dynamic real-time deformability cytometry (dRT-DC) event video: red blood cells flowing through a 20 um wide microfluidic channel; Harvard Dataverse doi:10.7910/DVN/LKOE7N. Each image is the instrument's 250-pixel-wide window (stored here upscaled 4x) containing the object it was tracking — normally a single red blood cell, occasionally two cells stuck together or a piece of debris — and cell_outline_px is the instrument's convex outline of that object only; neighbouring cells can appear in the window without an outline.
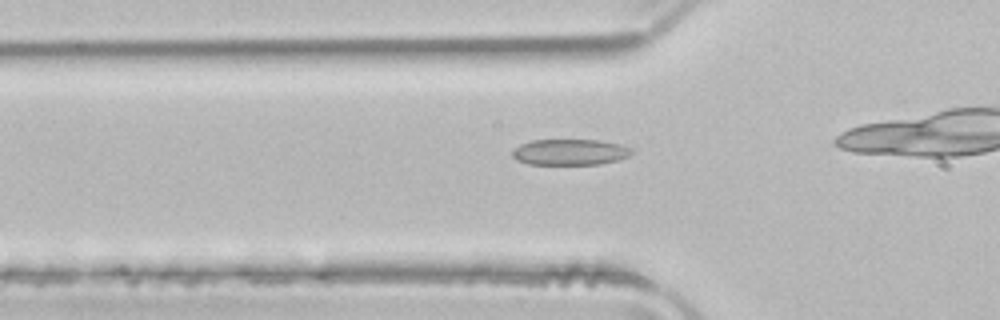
{"species": "common noctule bat (a hibernating species)", "species_latin": "Nyctalus noctula", "temperature_condition": "room temperature", "stored_images_in_passage": 30, "camera_frame_rate_fps": 3000, "um_per_image_px": 0.085, "animal": {"sex": "male", "body_mass_g": 21.5, "forearm_length_mm": 52.0}, "frame": {"image": 1, "passage_image": 7, "time_ms": 2.0, "image_size_px": [1000, 320], "cell_outline_px": [[632, 152], [628, 156], [616, 160], [600, 164], [528, 164], [516, 160], [512, 156], [512, 152], [520, 144], [532, 140], [600, 140], [620, 144], [632, 148]], "centroid_in_image_um": [48.44, 12.92], "position_along_channel_um": 77.4, "area_um2": 17.98}}
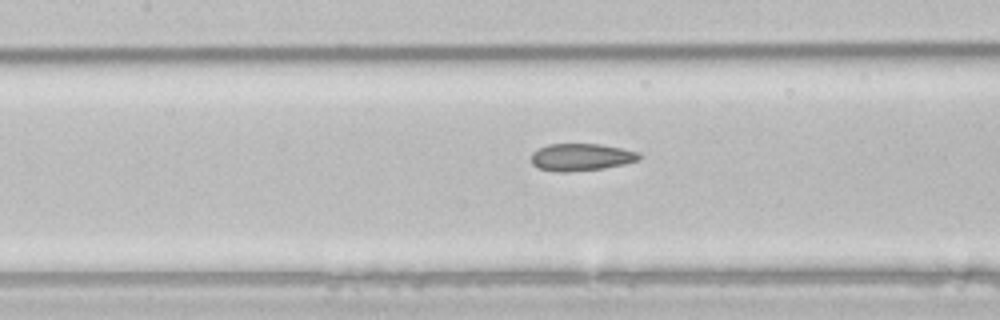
{"frame": {"image": 2, "passage_image": 13, "time_ms": 4.0, "image_size_px": [1000, 320], "cell_outline_px": [[640, 160], [624, 164], [604, 168], [568, 172], [556, 172], [536, 168], [532, 164], [532, 152], [548, 144], [600, 144], [640, 152]], "centroid_in_image_um": [49.39, 13.36], "position_along_channel_um": 158.0, "area_um2": 17.22}}
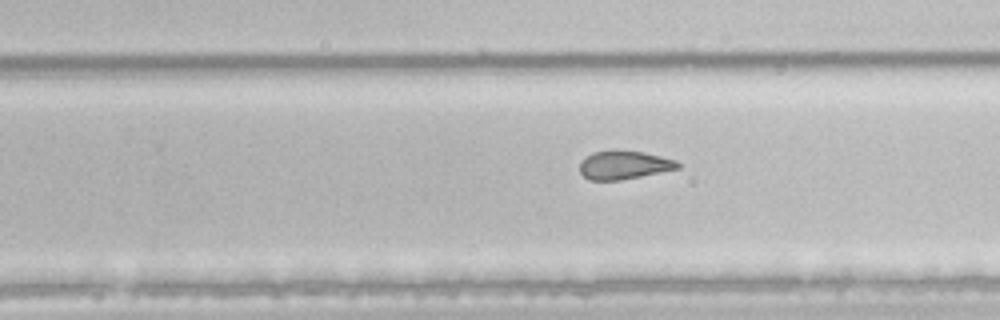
{"frame": {"image": 3, "passage_image": 22, "time_ms": 7.0, "image_size_px": [1000, 320], "cell_outline_px": [[680, 168], [620, 180], [588, 180], [580, 172], [580, 164], [592, 152], [644, 152], [676, 160], [680, 164]], "centroid_in_image_um": [53.06, 14.05], "position_along_channel_um": 276.7, "area_um2": 15.66}}